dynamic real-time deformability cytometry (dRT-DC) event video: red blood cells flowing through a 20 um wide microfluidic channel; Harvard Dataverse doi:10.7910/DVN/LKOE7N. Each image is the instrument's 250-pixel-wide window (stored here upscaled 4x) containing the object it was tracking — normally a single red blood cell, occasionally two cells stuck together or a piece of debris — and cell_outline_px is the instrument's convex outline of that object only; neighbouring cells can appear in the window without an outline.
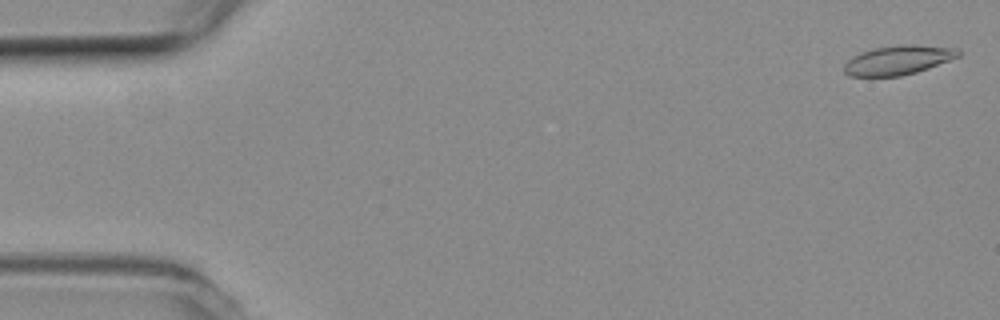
{"species": "common noctule bat (a hibernating species)", "species_latin": "Nyctalus noctula", "temperature_condition": "room temperature", "stored_images_in_passage": 17, "camera_frame_rate_fps": 3000, "um_per_image_px": 0.085, "animal": {"sex": "female", "body_mass_g": 19.3, "forearm_length_mm": 54.1}, "frame": {"image": 1, "passage_image": 1, "time_ms": 0.0, "image_size_px": [1000, 320], "cell_outline_px": [[960, 56], [928, 68], [916, 72], [900, 76], [848, 76], [844, 72], [844, 64], [852, 56], [860, 52], [876, 48], [900, 44], [912, 44], [956, 48], [960, 52]], "centroid_in_image_um": [76.32, 5.1], "position_along_channel_um": 8.7, "area_um2": 19.42}}
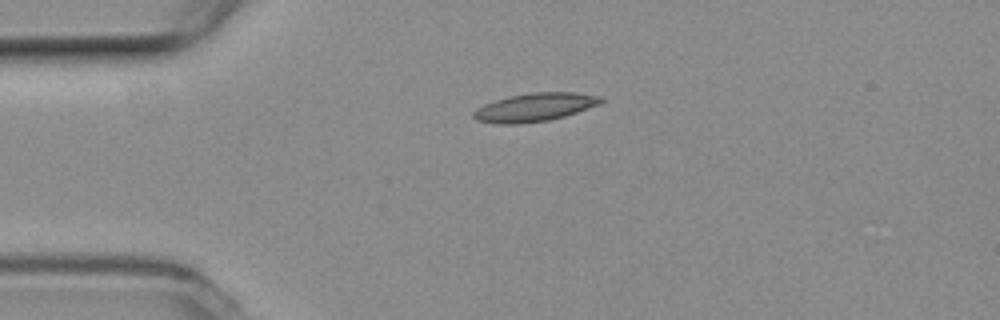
{"frame": {"image": 2, "passage_image": 12, "time_ms": 3.667, "image_size_px": [1000, 320], "cell_outline_px": [[604, 100], [600, 104], [564, 116], [548, 120], [516, 124], [496, 124], [476, 120], [472, 116], [472, 112], [476, 108], [484, 104], [508, 96], [532, 92], [576, 92], [600, 96]], "centroid_in_image_um": [45.42, 9.11], "position_along_channel_um": 39.6, "area_um2": 21.04}}